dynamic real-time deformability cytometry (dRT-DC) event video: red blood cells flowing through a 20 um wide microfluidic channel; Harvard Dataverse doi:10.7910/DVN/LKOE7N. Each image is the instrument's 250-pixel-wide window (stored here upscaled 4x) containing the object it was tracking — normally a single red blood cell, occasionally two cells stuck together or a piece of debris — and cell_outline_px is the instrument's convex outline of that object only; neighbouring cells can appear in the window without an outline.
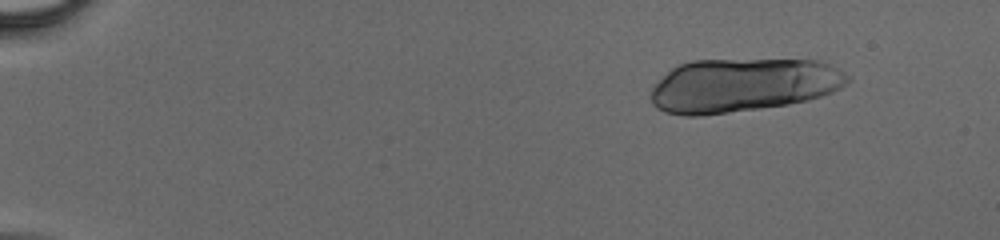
{"species": "human", "species_latin": "Homo sapiens", "temperature_condition": "cold", "stored_images_in_passage": 14, "camera_frame_rate_fps": 3000, "um_per_image_px": 0.085, "donor": {"sex": "male"}, "frame": {"image": 1, "passage_image": 1, "time_ms": 0.0, "image_size_px": [1000, 240], "cell_outline_px": [[852, 80], [840, 88], [832, 92], [808, 100], [788, 104], [704, 116], [684, 116], [664, 112], [656, 108], [652, 104], [652, 84], [672, 68], [680, 64], [692, 60], [820, 60], [852, 76]], "centroid_in_image_um": [63.12, 7.25], "position_along_channel_um": 21.9, "area_um2": 61.9}}